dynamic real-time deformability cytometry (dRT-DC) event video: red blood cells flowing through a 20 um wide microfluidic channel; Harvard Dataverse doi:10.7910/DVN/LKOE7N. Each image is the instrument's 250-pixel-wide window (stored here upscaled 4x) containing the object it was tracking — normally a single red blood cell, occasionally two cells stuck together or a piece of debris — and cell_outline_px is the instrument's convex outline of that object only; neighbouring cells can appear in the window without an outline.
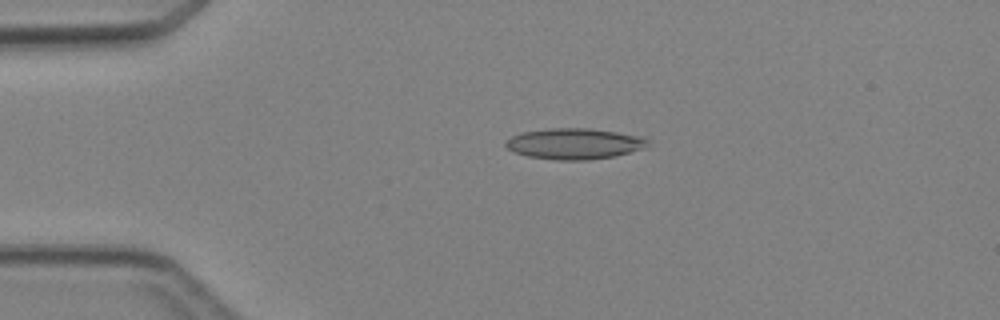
{"species": "Egyptian fruit bat (a non-hibernating species)", "species_latin": "Rousettus aegyptiacus", "temperature_condition": "cold", "stored_images_in_passage": 5, "camera_frame_rate_fps": 3000, "um_per_image_px": 0.085, "animal": {"sex": "female"}, "frame": {"image": 1, "passage_image": 3, "time_ms": 2.333, "image_size_px": [1000, 320], "cell_outline_px": [[648, 148], [616, 156], [588, 160], [556, 160], [528, 156], [512, 152], [504, 144], [504, 140], [520, 132], [548, 128], [588, 128], [644, 136], [648, 140]], "centroid_in_image_um": [48.83, 12.21], "position_along_channel_um": 36.2, "area_um2": 26.01}}
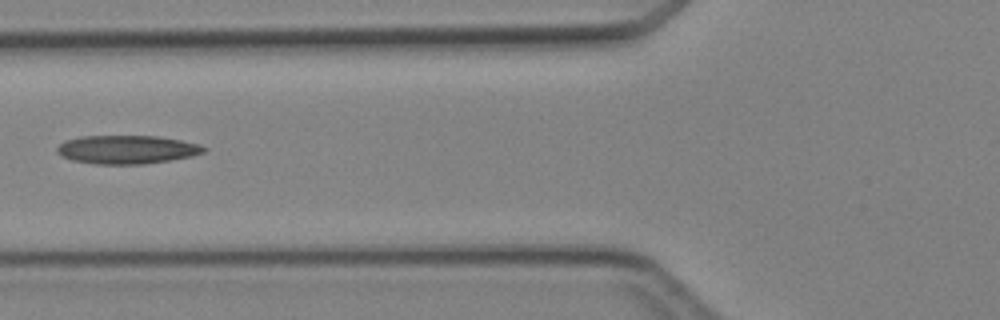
{"frame": {"image": 2, "passage_image": 5, "time_ms": 5.0, "image_size_px": [1000, 320], "cell_outline_px": [[208, 148], [204, 152], [192, 156], [144, 164], [96, 164], [72, 160], [56, 152], [56, 148], [64, 140], [80, 136], [156, 136], [180, 140], [200, 144]], "centroid_in_image_um": [10.78, 12.7], "position_along_channel_um": 115.0, "area_um2": 24.33}}